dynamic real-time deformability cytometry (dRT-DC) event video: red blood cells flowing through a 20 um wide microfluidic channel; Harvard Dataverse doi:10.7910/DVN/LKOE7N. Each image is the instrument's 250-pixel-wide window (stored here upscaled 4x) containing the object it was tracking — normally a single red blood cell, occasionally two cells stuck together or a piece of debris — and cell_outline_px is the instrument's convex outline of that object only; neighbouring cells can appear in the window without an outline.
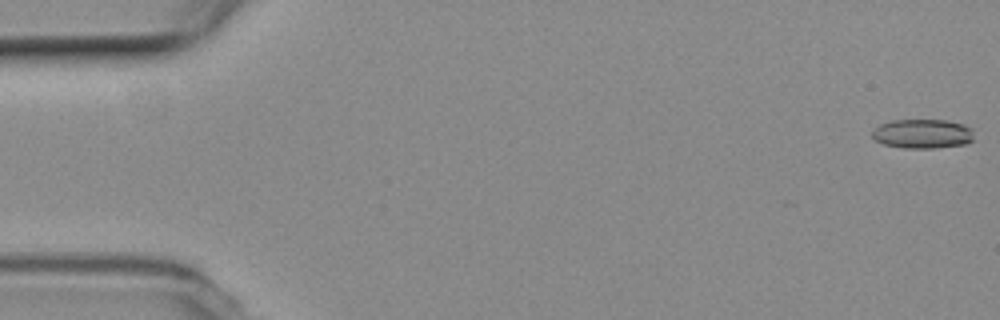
{"species": "common noctule bat (a hibernating species)", "species_latin": "Nyctalus noctula", "temperature_condition": "room temperature", "stored_images_in_passage": 10, "camera_frame_rate_fps": 3000, "um_per_image_px": 0.085, "animal": {"sex": "female", "body_mass_g": 19.3, "forearm_length_mm": 54.1}, "frame": {"image": 1, "passage_image": 1, "time_ms": 0.0, "image_size_px": [1000, 320], "cell_outline_px": [[972, 140], [964, 144], [936, 148], [904, 148], [884, 144], [876, 140], [872, 136], [872, 128], [880, 124], [892, 120], [948, 120], [964, 124], [972, 128]], "centroid_in_image_um": [78.4, 11.36], "position_along_channel_um": 6.6, "area_um2": 17.46}}